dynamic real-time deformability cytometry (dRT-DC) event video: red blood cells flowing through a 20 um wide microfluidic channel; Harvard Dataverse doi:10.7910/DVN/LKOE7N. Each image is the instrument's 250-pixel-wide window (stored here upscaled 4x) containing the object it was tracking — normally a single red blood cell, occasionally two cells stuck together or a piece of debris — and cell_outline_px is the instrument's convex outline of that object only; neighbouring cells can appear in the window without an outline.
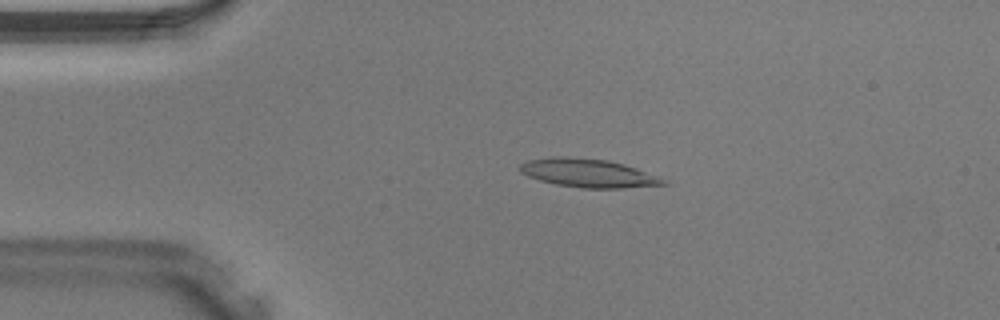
{"species": "Egyptian fruit bat (a non-hibernating species)", "species_latin": "Rousettus aegyptiacus", "temperature_condition": "warm", "stored_images_in_passage": 39, "camera_frame_rate_fps": 3000, "um_per_image_px": 0.085, "animal": {"sex": "male"}, "frame": {"image": 1, "passage_image": 7, "time_ms": 2.0, "image_size_px": [1000, 320], "cell_outline_px": [[668, 184], [624, 188], [580, 188], [556, 184], [540, 180], [528, 176], [520, 172], [520, 164], [528, 160], [548, 156], [568, 156], [608, 160], [624, 164], [660, 176], [668, 180]], "centroid_in_image_um": [50.02, 14.7], "position_along_channel_um": 35.0, "area_um2": 24.04}}
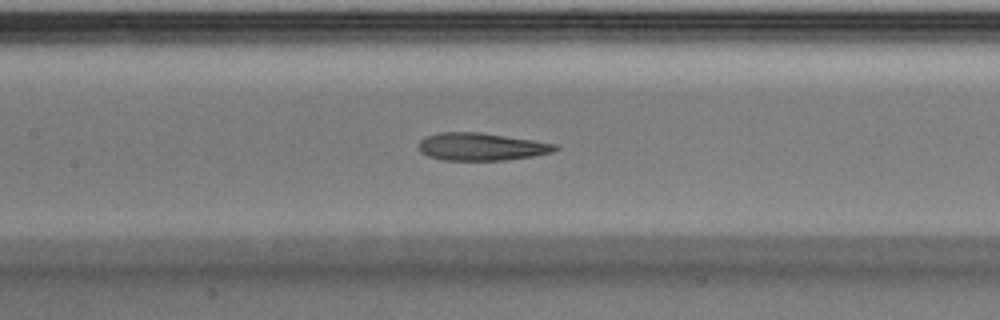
{"frame": {"image": 2, "passage_image": 17, "time_ms": 5.333, "image_size_px": [1000, 320], "cell_outline_px": [[560, 148], [552, 152], [532, 156], [504, 160], [440, 160], [428, 156], [420, 152], [416, 144], [420, 140], [428, 136], [440, 132], [480, 132], [532, 140], [556, 144]], "centroid_in_image_um": [40.86, 12.47], "position_along_channel_um": 166.5, "area_um2": 21.96}}
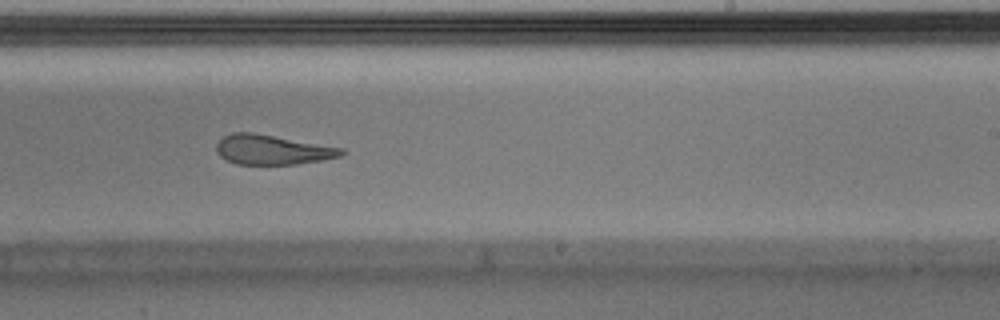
{"frame": {"image": 3, "passage_image": 23, "time_ms": 7.333, "image_size_px": [1000, 320], "cell_outline_px": [[344, 152], [340, 156], [320, 160], [296, 164], [236, 164], [220, 156], [216, 152], [216, 144], [224, 136], [232, 132], [252, 132], [344, 148]], "centroid_in_image_um": [23.11, 12.72], "position_along_channel_um": 265.9, "area_um2": 21.44}}